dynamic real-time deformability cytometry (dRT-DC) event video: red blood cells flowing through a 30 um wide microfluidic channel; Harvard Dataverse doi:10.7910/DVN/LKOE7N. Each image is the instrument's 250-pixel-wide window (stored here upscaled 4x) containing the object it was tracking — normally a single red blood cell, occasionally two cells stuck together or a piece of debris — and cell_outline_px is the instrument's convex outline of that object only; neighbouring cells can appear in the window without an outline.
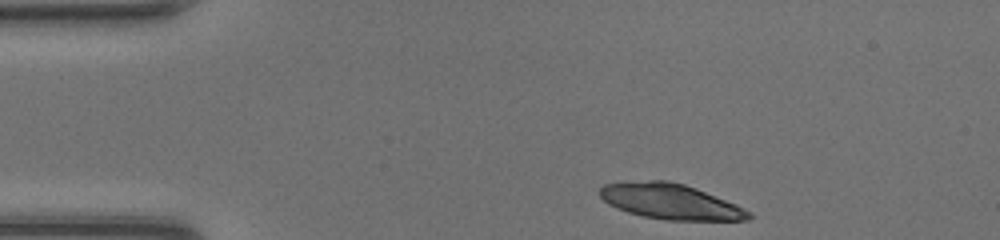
{"species": "common noctule bat (a hibernating species)", "species_latin": "Nyctalus noctula", "temperature_condition": "room temperature", "stored_images_in_passage": 40, "camera_frame_rate_fps": 3000, "um_per_image_px": 0.085, "animal": {"sex": "female", "body_mass_g": 20.0, "forearm_length_mm": 54.0}, "frame": {"image": 1, "passage_image": 1, "time_ms": 0.0, "image_size_px": [1000, 240], "cell_outline_px": [[752, 216], [748, 220], [668, 220], [644, 216], [628, 212], [616, 208], [608, 204], [600, 196], [600, 188], [604, 184], [648, 180], [668, 180], [684, 184], [696, 188], [736, 204], [744, 208]], "centroid_in_image_um": [56.97, 17.12], "position_along_channel_um": 28.0, "area_um2": 30.46}}